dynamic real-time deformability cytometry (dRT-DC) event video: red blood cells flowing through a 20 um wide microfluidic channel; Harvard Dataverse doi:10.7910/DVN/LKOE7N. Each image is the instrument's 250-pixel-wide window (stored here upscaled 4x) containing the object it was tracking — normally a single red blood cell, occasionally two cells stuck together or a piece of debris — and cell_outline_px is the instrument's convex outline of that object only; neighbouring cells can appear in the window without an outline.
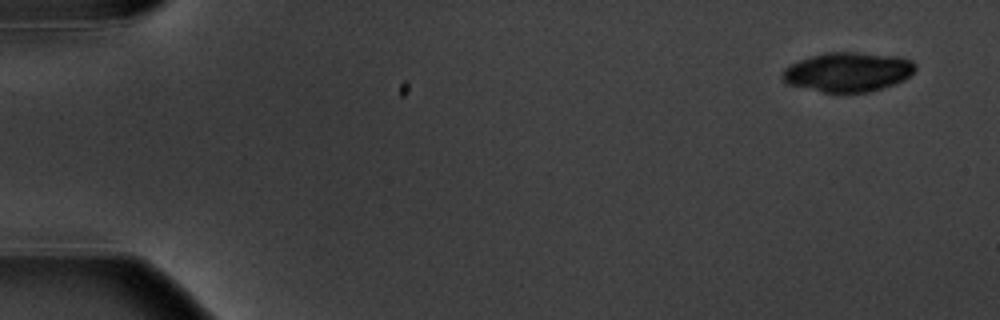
{"species": "common noctule bat (a hibernating species)", "species_latin": "Nyctalus noctula", "temperature_condition": "warm", "stored_images_in_passage": 6, "camera_frame_rate_fps": 3000, "um_per_image_px": 0.085, "animal": {"sex": "male", "body_mass_g": 20.1, "forearm_length_mm": 53.5}, "frame": {"image": 1, "passage_image": 1, "time_ms": 0.0, "image_size_px": [1000, 320], "cell_outline_px": [[916, 68], [904, 80], [868, 92], [824, 92], [788, 84], [780, 76], [780, 72], [784, 68], [800, 60], [812, 56], [828, 52], [856, 52], [896, 56], [912, 60], [916, 64]], "centroid_in_image_um": [72.06, 6.11], "position_along_channel_um": 12.9, "area_um2": 30.23}}
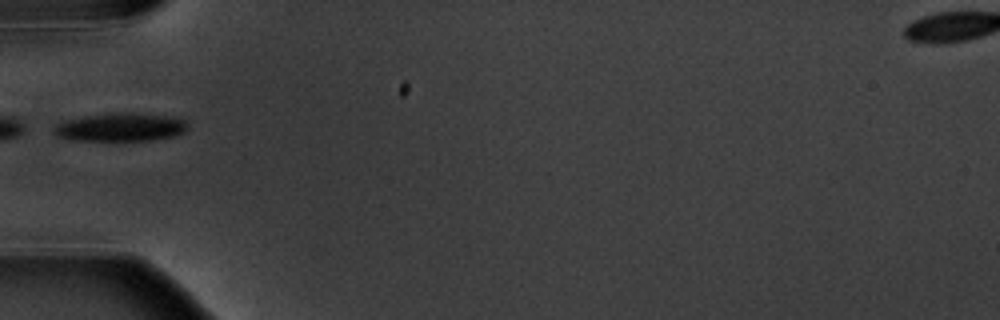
{"frame": {"image": 2, "passage_image": 6, "time_ms": 5.667, "image_size_px": [1000, 320], "cell_outline_px": [[188, 128], [184, 132], [172, 136], [152, 140], [72, 140], [56, 136], [52, 128], [56, 124], [64, 120], [84, 116], [112, 112], [132, 112], [172, 116], [184, 120], [188, 124]], "centroid_in_image_um": [10.23, 10.79], "position_along_channel_um": 74.8, "area_um2": 22.31}}